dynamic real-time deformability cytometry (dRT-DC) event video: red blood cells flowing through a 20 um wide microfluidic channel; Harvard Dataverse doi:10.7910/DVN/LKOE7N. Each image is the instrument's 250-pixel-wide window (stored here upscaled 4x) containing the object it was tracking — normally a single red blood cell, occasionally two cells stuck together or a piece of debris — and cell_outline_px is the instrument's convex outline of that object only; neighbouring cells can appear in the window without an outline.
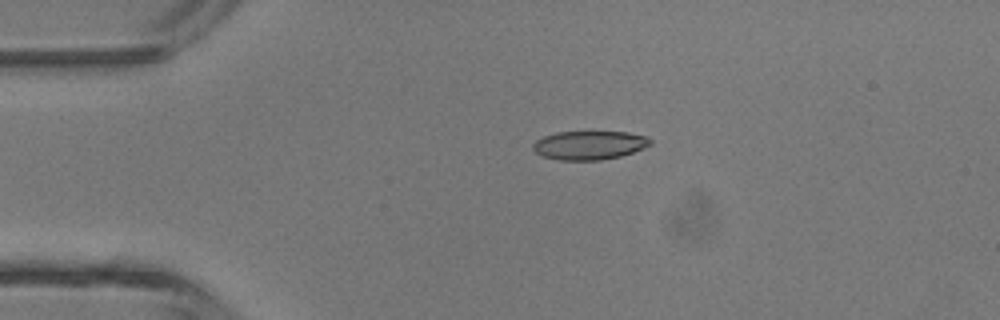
{"species": "common noctule bat (a hibernating species)", "species_latin": "Nyctalus noctula", "temperature_condition": "room temperature", "stored_images_in_passage": 2, "camera_frame_rate_fps": 3000, "um_per_image_px": 0.085, "animal": {"sex": "male", "body_mass_g": 13.3}, "frame": {"image": 1, "passage_image": 1, "time_ms": 0.0, "image_size_px": [1000, 320], "cell_outline_px": [[652, 144], [632, 152], [620, 156], [600, 160], [556, 160], [544, 156], [536, 152], [532, 148], [532, 144], [536, 140], [544, 136], [556, 132], [628, 132], [644, 136], [652, 140]], "centroid_in_image_um": [50.07, 12.34], "position_along_channel_um": 34.9, "area_um2": 19.54}}